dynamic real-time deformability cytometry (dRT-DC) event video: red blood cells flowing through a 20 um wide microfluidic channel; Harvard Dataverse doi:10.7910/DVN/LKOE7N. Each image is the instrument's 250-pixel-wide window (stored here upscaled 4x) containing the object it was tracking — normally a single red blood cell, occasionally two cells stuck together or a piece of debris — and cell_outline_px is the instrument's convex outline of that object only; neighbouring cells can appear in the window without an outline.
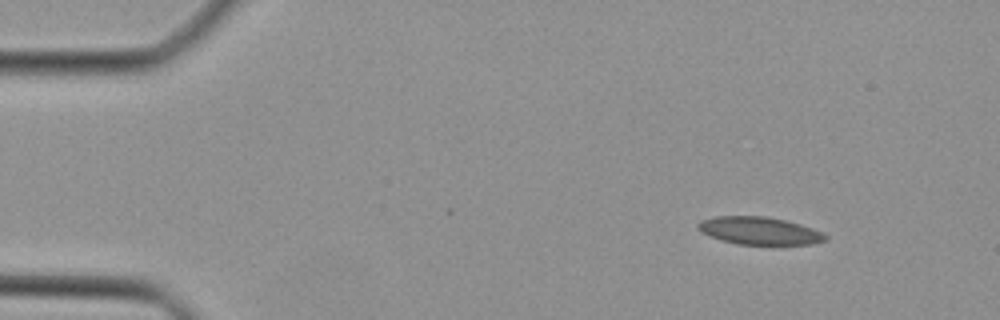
{"species": "Egyptian fruit bat (a non-hibernating species)", "species_latin": "Rousettus aegyptiacus", "temperature_condition": "cold", "stored_images_in_passage": 5, "camera_frame_rate_fps": 3000, "um_per_image_px": 0.085, "animal": {"sex": "female"}, "frame": {"image": 1, "passage_image": 1, "time_ms": 0.0, "image_size_px": [1000, 320], "cell_outline_px": [[828, 240], [812, 244], [736, 244], [720, 240], [700, 232], [696, 228], [696, 224], [700, 220], [716, 216], [768, 216], [800, 224], [812, 228], [828, 236]], "centroid_in_image_um": [64.5, 19.61], "position_along_channel_um": 20.5, "area_um2": 20.63}}